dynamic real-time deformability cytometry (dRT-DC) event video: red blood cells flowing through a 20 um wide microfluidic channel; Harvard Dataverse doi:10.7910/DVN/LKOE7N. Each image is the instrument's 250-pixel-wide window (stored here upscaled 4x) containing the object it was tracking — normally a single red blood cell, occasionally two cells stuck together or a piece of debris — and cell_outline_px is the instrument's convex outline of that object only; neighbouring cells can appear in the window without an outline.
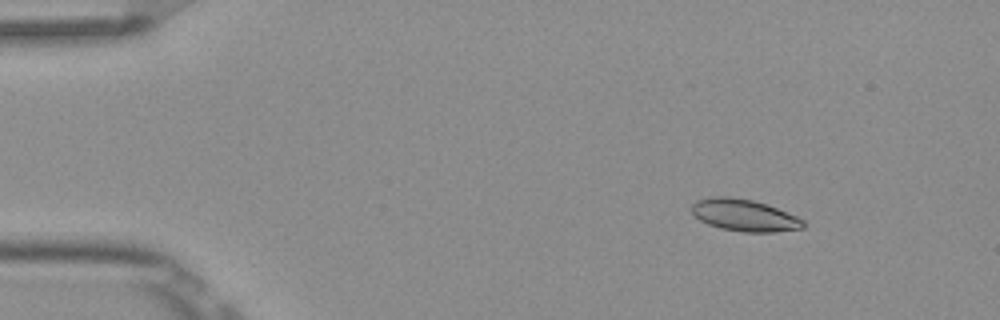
{"species": "Egyptian fruit bat (a non-hibernating species)", "species_latin": "Rousettus aegyptiacus", "temperature_condition": "room temperature", "stored_images_in_passage": 4, "camera_frame_rate_fps": 3000, "um_per_image_px": 0.085, "frame": {"image": 1, "passage_image": 2, "time_ms": 0.333, "image_size_px": [1000, 320], "cell_outline_px": [[804, 228], [772, 232], [744, 232], [720, 228], [708, 224], [700, 220], [692, 212], [692, 204], [696, 200], [712, 196], [728, 196], [752, 200], [776, 208], [796, 216], [804, 220]], "centroid_in_image_um": [63.24, 18.29], "position_along_channel_um": 21.8, "area_um2": 20.58}}